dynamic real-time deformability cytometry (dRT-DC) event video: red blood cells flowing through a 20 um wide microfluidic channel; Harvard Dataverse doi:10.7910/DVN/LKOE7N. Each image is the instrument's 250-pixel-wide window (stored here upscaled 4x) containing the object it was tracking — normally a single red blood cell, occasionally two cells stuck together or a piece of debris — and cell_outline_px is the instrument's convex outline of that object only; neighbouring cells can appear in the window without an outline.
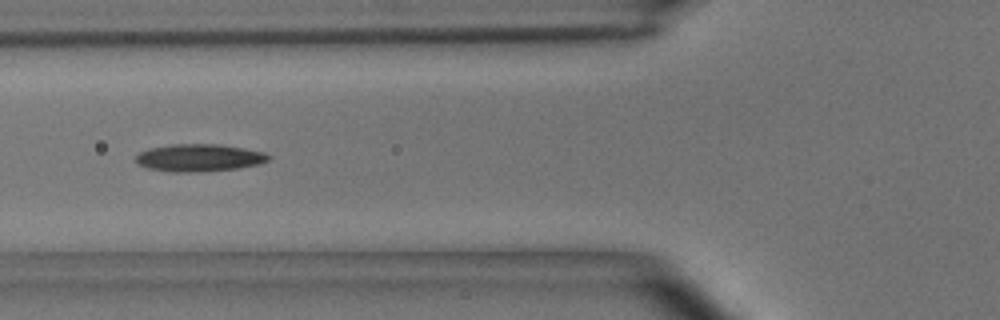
{"species": "common noctule bat (a hibernating species)", "species_latin": "Nyctalus noctula", "temperature_condition": "room temperature", "stored_images_in_passage": 6, "camera_frame_rate_fps": 3000, "um_per_image_px": 0.085, "animal": {"sex": "male", "body_mass_g": 15.6}, "frame": {"image": 1, "passage_image": 4, "time_ms": 1.0, "image_size_px": [1000, 320], "cell_outline_px": [[272, 156], [268, 160], [256, 164], [236, 168], [196, 172], [172, 172], [148, 168], [136, 164], [136, 156], [140, 152], [148, 148], [172, 144], [216, 144], [244, 148], [264, 152]], "centroid_in_image_um": [16.88, 13.4], "position_along_channel_um": 108.9, "area_um2": 21.1}}
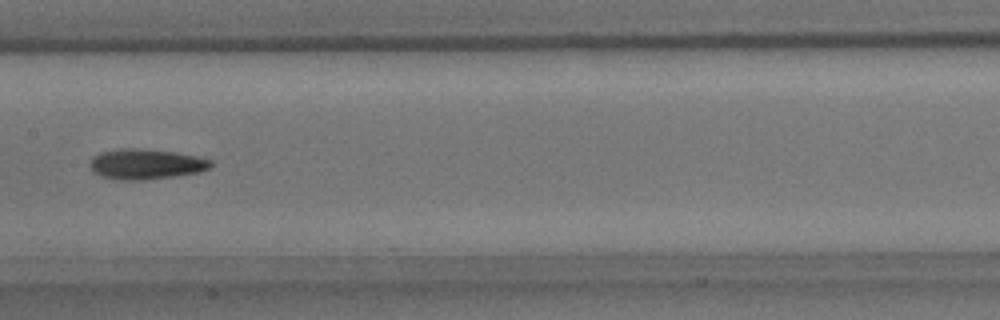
{"frame": {"image": 2, "passage_image": 6, "time_ms": 1.667, "image_size_px": [1000, 320], "cell_outline_px": [[212, 164], [208, 168], [196, 172], [172, 176], [144, 180], [124, 180], [104, 176], [92, 172], [92, 156], [100, 152], [124, 148], [136, 148], [176, 152], [196, 156], [212, 160]], "centroid_in_image_um": [12.4, 13.93], "position_along_channel_um": 195.0, "area_um2": 20.92}}